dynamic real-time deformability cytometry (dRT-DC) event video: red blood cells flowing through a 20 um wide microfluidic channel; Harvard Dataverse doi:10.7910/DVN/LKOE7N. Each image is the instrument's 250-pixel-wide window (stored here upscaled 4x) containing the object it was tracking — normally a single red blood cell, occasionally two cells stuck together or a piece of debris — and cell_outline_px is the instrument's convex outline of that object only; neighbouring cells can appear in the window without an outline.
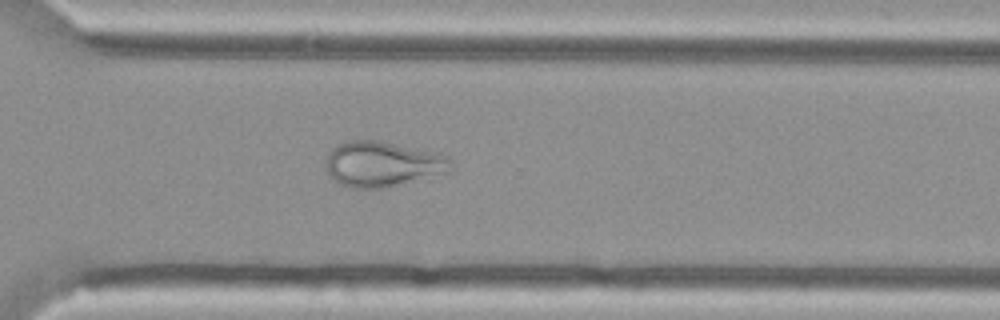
{"species": "Egyptian fruit bat (a non-hibernating species)", "species_latin": "Rousettus aegyptiacus", "temperature_condition": "cold", "stored_images_in_passage": 50, "camera_frame_rate_fps": 3000, "um_per_image_px": 0.085, "animal": {"sex": "female"}, "frame": {"image": 1, "passage_image": 35, "time_ms": 11.333, "image_size_px": [1000, 320], "cell_outline_px": [[452, 172], [384, 188], [352, 188], [340, 184], [328, 172], [328, 152], [332, 148], [344, 140], [376, 140], [436, 152], [448, 156], [452, 160]], "centroid_in_image_um": [32.58, 13.94], "position_along_channel_um": 338.0, "area_um2": 33.06}}
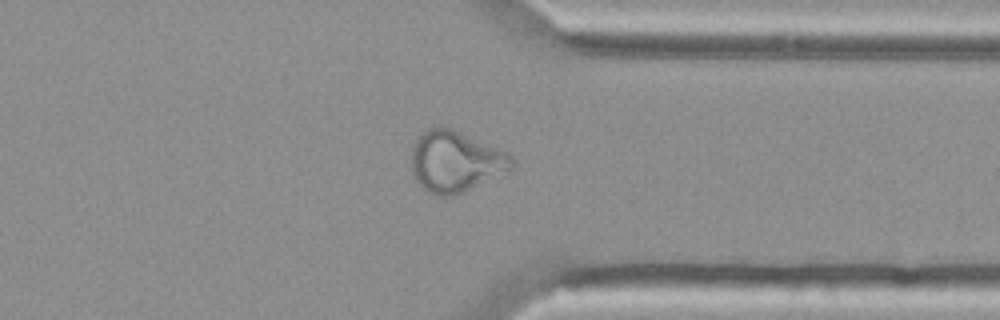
{"frame": {"image": 2, "passage_image": 38, "time_ms": 12.333, "image_size_px": [1000, 320], "cell_outline_px": [[512, 168], [508, 172], [456, 196], [436, 196], [424, 188], [416, 180], [412, 172], [412, 148], [416, 140], [428, 128], [436, 124], [440, 124], [452, 128], [508, 152], [512, 156]], "centroid_in_image_um": [38.73, 13.72], "position_along_channel_um": 372.7, "area_um2": 36.07}}
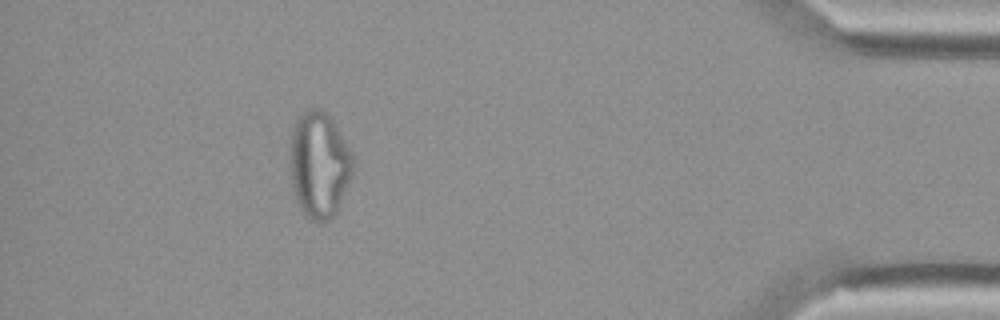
{"frame": {"image": 3, "passage_image": 45, "time_ms": 14.667, "image_size_px": [1000, 320], "cell_outline_px": [[352, 176], [340, 204], [336, 212], [328, 220], [320, 224], [308, 216], [300, 208], [292, 184], [288, 160], [288, 152], [292, 132], [296, 120], [304, 112], [312, 108], [320, 108], [328, 112], [348, 148], [352, 156]], "centroid_in_image_um": [27.1, 13.99], "position_along_channel_um": 408.1, "area_um2": 38.84}}